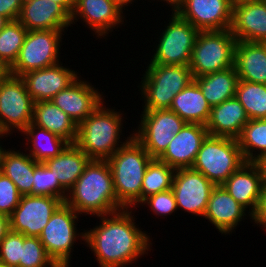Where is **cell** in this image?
<instances>
[{
    "mask_svg": "<svg viewBox=\"0 0 266 267\" xmlns=\"http://www.w3.org/2000/svg\"><path fill=\"white\" fill-rule=\"evenodd\" d=\"M133 210L97 216L101 220L99 225L84 229V243L94 252L99 267H126L151 252L152 239L149 233L139 229Z\"/></svg>",
    "mask_w": 266,
    "mask_h": 267,
    "instance_id": "cell-1",
    "label": "cell"
},
{
    "mask_svg": "<svg viewBox=\"0 0 266 267\" xmlns=\"http://www.w3.org/2000/svg\"><path fill=\"white\" fill-rule=\"evenodd\" d=\"M80 216H102L122 210L117 204L113 177L106 160L91 159L66 200Z\"/></svg>",
    "mask_w": 266,
    "mask_h": 267,
    "instance_id": "cell-2",
    "label": "cell"
},
{
    "mask_svg": "<svg viewBox=\"0 0 266 267\" xmlns=\"http://www.w3.org/2000/svg\"><path fill=\"white\" fill-rule=\"evenodd\" d=\"M104 103L78 125L75 144L90 159L107 160L133 137L131 133L125 141L119 140L123 135L124 114L106 107Z\"/></svg>",
    "mask_w": 266,
    "mask_h": 267,
    "instance_id": "cell-3",
    "label": "cell"
},
{
    "mask_svg": "<svg viewBox=\"0 0 266 267\" xmlns=\"http://www.w3.org/2000/svg\"><path fill=\"white\" fill-rule=\"evenodd\" d=\"M152 159L133 136L106 160L112 172L117 204L121 209L139 207L142 181Z\"/></svg>",
    "mask_w": 266,
    "mask_h": 267,
    "instance_id": "cell-4",
    "label": "cell"
},
{
    "mask_svg": "<svg viewBox=\"0 0 266 267\" xmlns=\"http://www.w3.org/2000/svg\"><path fill=\"white\" fill-rule=\"evenodd\" d=\"M147 65L137 86L143 110L169 109L173 98L194 80L189 65Z\"/></svg>",
    "mask_w": 266,
    "mask_h": 267,
    "instance_id": "cell-5",
    "label": "cell"
},
{
    "mask_svg": "<svg viewBox=\"0 0 266 267\" xmlns=\"http://www.w3.org/2000/svg\"><path fill=\"white\" fill-rule=\"evenodd\" d=\"M244 163L237 139L207 135L191 168L219 186Z\"/></svg>",
    "mask_w": 266,
    "mask_h": 267,
    "instance_id": "cell-6",
    "label": "cell"
},
{
    "mask_svg": "<svg viewBox=\"0 0 266 267\" xmlns=\"http://www.w3.org/2000/svg\"><path fill=\"white\" fill-rule=\"evenodd\" d=\"M236 42L230 29L200 31L189 64L193 78L233 67Z\"/></svg>",
    "mask_w": 266,
    "mask_h": 267,
    "instance_id": "cell-7",
    "label": "cell"
},
{
    "mask_svg": "<svg viewBox=\"0 0 266 267\" xmlns=\"http://www.w3.org/2000/svg\"><path fill=\"white\" fill-rule=\"evenodd\" d=\"M78 221L79 214L63 202L52 214L39 235L47 254L59 267H71L70 260L74 243L80 238L85 241V231L77 230Z\"/></svg>",
    "mask_w": 266,
    "mask_h": 267,
    "instance_id": "cell-8",
    "label": "cell"
},
{
    "mask_svg": "<svg viewBox=\"0 0 266 267\" xmlns=\"http://www.w3.org/2000/svg\"><path fill=\"white\" fill-rule=\"evenodd\" d=\"M155 44L154 54L148 64L189 65L192 50L200 32L174 10Z\"/></svg>",
    "mask_w": 266,
    "mask_h": 267,
    "instance_id": "cell-9",
    "label": "cell"
},
{
    "mask_svg": "<svg viewBox=\"0 0 266 267\" xmlns=\"http://www.w3.org/2000/svg\"><path fill=\"white\" fill-rule=\"evenodd\" d=\"M63 33L65 30L27 31L19 55L9 68L10 74L22 76L59 63Z\"/></svg>",
    "mask_w": 266,
    "mask_h": 267,
    "instance_id": "cell-10",
    "label": "cell"
},
{
    "mask_svg": "<svg viewBox=\"0 0 266 267\" xmlns=\"http://www.w3.org/2000/svg\"><path fill=\"white\" fill-rule=\"evenodd\" d=\"M34 103L21 76L9 73L0 79V132L21 133L32 123Z\"/></svg>",
    "mask_w": 266,
    "mask_h": 267,
    "instance_id": "cell-11",
    "label": "cell"
},
{
    "mask_svg": "<svg viewBox=\"0 0 266 267\" xmlns=\"http://www.w3.org/2000/svg\"><path fill=\"white\" fill-rule=\"evenodd\" d=\"M141 112L140 124L133 130V136L152 158H159L186 122L169 109Z\"/></svg>",
    "mask_w": 266,
    "mask_h": 267,
    "instance_id": "cell-12",
    "label": "cell"
},
{
    "mask_svg": "<svg viewBox=\"0 0 266 267\" xmlns=\"http://www.w3.org/2000/svg\"><path fill=\"white\" fill-rule=\"evenodd\" d=\"M234 0H171L168 5L199 31L228 30Z\"/></svg>",
    "mask_w": 266,
    "mask_h": 267,
    "instance_id": "cell-13",
    "label": "cell"
},
{
    "mask_svg": "<svg viewBox=\"0 0 266 267\" xmlns=\"http://www.w3.org/2000/svg\"><path fill=\"white\" fill-rule=\"evenodd\" d=\"M63 203L60 198L23 195L9 216L10 230L26 237H39L52 214Z\"/></svg>",
    "mask_w": 266,
    "mask_h": 267,
    "instance_id": "cell-14",
    "label": "cell"
},
{
    "mask_svg": "<svg viewBox=\"0 0 266 267\" xmlns=\"http://www.w3.org/2000/svg\"><path fill=\"white\" fill-rule=\"evenodd\" d=\"M215 185L201 172L192 168L176 169L172 191L177 208L192 215L204 216Z\"/></svg>",
    "mask_w": 266,
    "mask_h": 267,
    "instance_id": "cell-15",
    "label": "cell"
},
{
    "mask_svg": "<svg viewBox=\"0 0 266 267\" xmlns=\"http://www.w3.org/2000/svg\"><path fill=\"white\" fill-rule=\"evenodd\" d=\"M123 12L114 0H75L71 24H76L75 22L80 19L85 23V27L94 32L96 38H106L105 36L113 32L115 27L124 24Z\"/></svg>",
    "mask_w": 266,
    "mask_h": 267,
    "instance_id": "cell-16",
    "label": "cell"
},
{
    "mask_svg": "<svg viewBox=\"0 0 266 267\" xmlns=\"http://www.w3.org/2000/svg\"><path fill=\"white\" fill-rule=\"evenodd\" d=\"M81 75L66 89L56 94L51 101L66 113L77 126L104 101L98 87L81 79Z\"/></svg>",
    "mask_w": 266,
    "mask_h": 267,
    "instance_id": "cell-17",
    "label": "cell"
},
{
    "mask_svg": "<svg viewBox=\"0 0 266 267\" xmlns=\"http://www.w3.org/2000/svg\"><path fill=\"white\" fill-rule=\"evenodd\" d=\"M230 31L237 41L266 43V3L234 1Z\"/></svg>",
    "mask_w": 266,
    "mask_h": 267,
    "instance_id": "cell-18",
    "label": "cell"
},
{
    "mask_svg": "<svg viewBox=\"0 0 266 267\" xmlns=\"http://www.w3.org/2000/svg\"><path fill=\"white\" fill-rule=\"evenodd\" d=\"M66 67L60 61L55 65L29 71L21 76L34 102L51 100L79 77L77 71Z\"/></svg>",
    "mask_w": 266,
    "mask_h": 267,
    "instance_id": "cell-19",
    "label": "cell"
},
{
    "mask_svg": "<svg viewBox=\"0 0 266 267\" xmlns=\"http://www.w3.org/2000/svg\"><path fill=\"white\" fill-rule=\"evenodd\" d=\"M207 135L205 125L186 123L158 159L174 169L191 168Z\"/></svg>",
    "mask_w": 266,
    "mask_h": 267,
    "instance_id": "cell-20",
    "label": "cell"
},
{
    "mask_svg": "<svg viewBox=\"0 0 266 267\" xmlns=\"http://www.w3.org/2000/svg\"><path fill=\"white\" fill-rule=\"evenodd\" d=\"M265 179L258 162H246L222 186L252 215L256 210Z\"/></svg>",
    "mask_w": 266,
    "mask_h": 267,
    "instance_id": "cell-21",
    "label": "cell"
},
{
    "mask_svg": "<svg viewBox=\"0 0 266 267\" xmlns=\"http://www.w3.org/2000/svg\"><path fill=\"white\" fill-rule=\"evenodd\" d=\"M247 212V214H246ZM251 216L222 186H215L210 194L203 218L214 225L217 231L230 235L241 221ZM245 217V218H244Z\"/></svg>",
    "mask_w": 266,
    "mask_h": 267,
    "instance_id": "cell-22",
    "label": "cell"
},
{
    "mask_svg": "<svg viewBox=\"0 0 266 267\" xmlns=\"http://www.w3.org/2000/svg\"><path fill=\"white\" fill-rule=\"evenodd\" d=\"M18 21L28 30H67L71 15L49 0H25Z\"/></svg>",
    "mask_w": 266,
    "mask_h": 267,
    "instance_id": "cell-23",
    "label": "cell"
},
{
    "mask_svg": "<svg viewBox=\"0 0 266 267\" xmlns=\"http://www.w3.org/2000/svg\"><path fill=\"white\" fill-rule=\"evenodd\" d=\"M249 121L242 104L236 97L211 108L206 129L208 135L237 139Z\"/></svg>",
    "mask_w": 266,
    "mask_h": 267,
    "instance_id": "cell-24",
    "label": "cell"
},
{
    "mask_svg": "<svg viewBox=\"0 0 266 267\" xmlns=\"http://www.w3.org/2000/svg\"><path fill=\"white\" fill-rule=\"evenodd\" d=\"M234 66L239 80L266 84V43L237 41Z\"/></svg>",
    "mask_w": 266,
    "mask_h": 267,
    "instance_id": "cell-25",
    "label": "cell"
},
{
    "mask_svg": "<svg viewBox=\"0 0 266 267\" xmlns=\"http://www.w3.org/2000/svg\"><path fill=\"white\" fill-rule=\"evenodd\" d=\"M32 123L75 144L77 124L51 100L34 103Z\"/></svg>",
    "mask_w": 266,
    "mask_h": 267,
    "instance_id": "cell-26",
    "label": "cell"
},
{
    "mask_svg": "<svg viewBox=\"0 0 266 267\" xmlns=\"http://www.w3.org/2000/svg\"><path fill=\"white\" fill-rule=\"evenodd\" d=\"M169 110L178 114L186 123L206 125L210 117L211 106L198 84L193 80L173 98Z\"/></svg>",
    "mask_w": 266,
    "mask_h": 267,
    "instance_id": "cell-27",
    "label": "cell"
},
{
    "mask_svg": "<svg viewBox=\"0 0 266 267\" xmlns=\"http://www.w3.org/2000/svg\"><path fill=\"white\" fill-rule=\"evenodd\" d=\"M90 160L76 144H69L58 156L46 160L44 164L57 172L60 185L68 192Z\"/></svg>",
    "mask_w": 266,
    "mask_h": 267,
    "instance_id": "cell-28",
    "label": "cell"
},
{
    "mask_svg": "<svg viewBox=\"0 0 266 267\" xmlns=\"http://www.w3.org/2000/svg\"><path fill=\"white\" fill-rule=\"evenodd\" d=\"M7 149L4 153L1 173L10 178L23 195H33L34 169L39 164L28 153Z\"/></svg>",
    "mask_w": 266,
    "mask_h": 267,
    "instance_id": "cell-29",
    "label": "cell"
},
{
    "mask_svg": "<svg viewBox=\"0 0 266 267\" xmlns=\"http://www.w3.org/2000/svg\"><path fill=\"white\" fill-rule=\"evenodd\" d=\"M204 97L212 107L235 97L239 77L235 66L194 78Z\"/></svg>",
    "mask_w": 266,
    "mask_h": 267,
    "instance_id": "cell-30",
    "label": "cell"
},
{
    "mask_svg": "<svg viewBox=\"0 0 266 267\" xmlns=\"http://www.w3.org/2000/svg\"><path fill=\"white\" fill-rule=\"evenodd\" d=\"M21 134L25 135L23 137L27 141L26 151L28 150V154L39 163L58 156L70 144L60 136L33 123H30Z\"/></svg>",
    "mask_w": 266,
    "mask_h": 267,
    "instance_id": "cell-31",
    "label": "cell"
},
{
    "mask_svg": "<svg viewBox=\"0 0 266 267\" xmlns=\"http://www.w3.org/2000/svg\"><path fill=\"white\" fill-rule=\"evenodd\" d=\"M246 162H258L266 155V119L249 120L237 138Z\"/></svg>",
    "mask_w": 266,
    "mask_h": 267,
    "instance_id": "cell-32",
    "label": "cell"
},
{
    "mask_svg": "<svg viewBox=\"0 0 266 267\" xmlns=\"http://www.w3.org/2000/svg\"><path fill=\"white\" fill-rule=\"evenodd\" d=\"M176 169L158 158H153L145 171L142 181L141 202L147 197L172 188Z\"/></svg>",
    "mask_w": 266,
    "mask_h": 267,
    "instance_id": "cell-33",
    "label": "cell"
},
{
    "mask_svg": "<svg viewBox=\"0 0 266 267\" xmlns=\"http://www.w3.org/2000/svg\"><path fill=\"white\" fill-rule=\"evenodd\" d=\"M235 97L244 107L249 120L266 119V84L239 80Z\"/></svg>",
    "mask_w": 266,
    "mask_h": 267,
    "instance_id": "cell-34",
    "label": "cell"
},
{
    "mask_svg": "<svg viewBox=\"0 0 266 267\" xmlns=\"http://www.w3.org/2000/svg\"><path fill=\"white\" fill-rule=\"evenodd\" d=\"M27 29L18 21H8L0 30V59L10 68L23 45Z\"/></svg>",
    "mask_w": 266,
    "mask_h": 267,
    "instance_id": "cell-35",
    "label": "cell"
},
{
    "mask_svg": "<svg viewBox=\"0 0 266 267\" xmlns=\"http://www.w3.org/2000/svg\"><path fill=\"white\" fill-rule=\"evenodd\" d=\"M68 192L60 185L55 170H50L44 163L34 169L33 195L53 196L66 200Z\"/></svg>",
    "mask_w": 266,
    "mask_h": 267,
    "instance_id": "cell-36",
    "label": "cell"
},
{
    "mask_svg": "<svg viewBox=\"0 0 266 267\" xmlns=\"http://www.w3.org/2000/svg\"><path fill=\"white\" fill-rule=\"evenodd\" d=\"M20 267H59L47 254L39 237L23 235Z\"/></svg>",
    "mask_w": 266,
    "mask_h": 267,
    "instance_id": "cell-37",
    "label": "cell"
},
{
    "mask_svg": "<svg viewBox=\"0 0 266 267\" xmlns=\"http://www.w3.org/2000/svg\"><path fill=\"white\" fill-rule=\"evenodd\" d=\"M23 234L9 231L0 242V262L3 266L20 267Z\"/></svg>",
    "mask_w": 266,
    "mask_h": 267,
    "instance_id": "cell-38",
    "label": "cell"
},
{
    "mask_svg": "<svg viewBox=\"0 0 266 267\" xmlns=\"http://www.w3.org/2000/svg\"><path fill=\"white\" fill-rule=\"evenodd\" d=\"M148 206L155 216H167L178 211L172 189L153 194L144 199L139 206Z\"/></svg>",
    "mask_w": 266,
    "mask_h": 267,
    "instance_id": "cell-39",
    "label": "cell"
},
{
    "mask_svg": "<svg viewBox=\"0 0 266 267\" xmlns=\"http://www.w3.org/2000/svg\"><path fill=\"white\" fill-rule=\"evenodd\" d=\"M21 196L12 180L0 172V213L10 216Z\"/></svg>",
    "mask_w": 266,
    "mask_h": 267,
    "instance_id": "cell-40",
    "label": "cell"
},
{
    "mask_svg": "<svg viewBox=\"0 0 266 267\" xmlns=\"http://www.w3.org/2000/svg\"><path fill=\"white\" fill-rule=\"evenodd\" d=\"M25 0H0V15L8 21L18 20Z\"/></svg>",
    "mask_w": 266,
    "mask_h": 267,
    "instance_id": "cell-41",
    "label": "cell"
},
{
    "mask_svg": "<svg viewBox=\"0 0 266 267\" xmlns=\"http://www.w3.org/2000/svg\"><path fill=\"white\" fill-rule=\"evenodd\" d=\"M251 219V222H255L253 224H257V226L259 225L260 227H263V230L266 231V179L263 183L261 194L259 195L256 210L252 214Z\"/></svg>",
    "mask_w": 266,
    "mask_h": 267,
    "instance_id": "cell-42",
    "label": "cell"
},
{
    "mask_svg": "<svg viewBox=\"0 0 266 267\" xmlns=\"http://www.w3.org/2000/svg\"><path fill=\"white\" fill-rule=\"evenodd\" d=\"M10 231L9 216L0 213V242Z\"/></svg>",
    "mask_w": 266,
    "mask_h": 267,
    "instance_id": "cell-43",
    "label": "cell"
},
{
    "mask_svg": "<svg viewBox=\"0 0 266 267\" xmlns=\"http://www.w3.org/2000/svg\"><path fill=\"white\" fill-rule=\"evenodd\" d=\"M49 1L53 2L54 4L62 6L71 15L74 8L75 0H49Z\"/></svg>",
    "mask_w": 266,
    "mask_h": 267,
    "instance_id": "cell-44",
    "label": "cell"
},
{
    "mask_svg": "<svg viewBox=\"0 0 266 267\" xmlns=\"http://www.w3.org/2000/svg\"><path fill=\"white\" fill-rule=\"evenodd\" d=\"M10 73L9 68L6 64L0 59V79L6 77Z\"/></svg>",
    "mask_w": 266,
    "mask_h": 267,
    "instance_id": "cell-45",
    "label": "cell"
},
{
    "mask_svg": "<svg viewBox=\"0 0 266 267\" xmlns=\"http://www.w3.org/2000/svg\"><path fill=\"white\" fill-rule=\"evenodd\" d=\"M122 9L126 10L125 7L130 6L136 0H114ZM152 1V0H151ZM155 1V0H153ZM159 1V0H157Z\"/></svg>",
    "mask_w": 266,
    "mask_h": 267,
    "instance_id": "cell-46",
    "label": "cell"
},
{
    "mask_svg": "<svg viewBox=\"0 0 266 267\" xmlns=\"http://www.w3.org/2000/svg\"><path fill=\"white\" fill-rule=\"evenodd\" d=\"M6 135V136H5ZM9 134H6V133H1L0 132V139L2 140V138L5 137H8ZM6 152V149L3 148V146L1 145V142H0V171H1V165H2V160H3V156H4V153Z\"/></svg>",
    "mask_w": 266,
    "mask_h": 267,
    "instance_id": "cell-47",
    "label": "cell"
},
{
    "mask_svg": "<svg viewBox=\"0 0 266 267\" xmlns=\"http://www.w3.org/2000/svg\"><path fill=\"white\" fill-rule=\"evenodd\" d=\"M258 163H259V165H260V167H261V169L265 175V178H266V155L262 159H260L258 161Z\"/></svg>",
    "mask_w": 266,
    "mask_h": 267,
    "instance_id": "cell-48",
    "label": "cell"
},
{
    "mask_svg": "<svg viewBox=\"0 0 266 267\" xmlns=\"http://www.w3.org/2000/svg\"><path fill=\"white\" fill-rule=\"evenodd\" d=\"M7 23L8 20L4 16L0 15V30H2Z\"/></svg>",
    "mask_w": 266,
    "mask_h": 267,
    "instance_id": "cell-49",
    "label": "cell"
},
{
    "mask_svg": "<svg viewBox=\"0 0 266 267\" xmlns=\"http://www.w3.org/2000/svg\"><path fill=\"white\" fill-rule=\"evenodd\" d=\"M161 2H166V4H168L171 0H160Z\"/></svg>",
    "mask_w": 266,
    "mask_h": 267,
    "instance_id": "cell-50",
    "label": "cell"
}]
</instances>
